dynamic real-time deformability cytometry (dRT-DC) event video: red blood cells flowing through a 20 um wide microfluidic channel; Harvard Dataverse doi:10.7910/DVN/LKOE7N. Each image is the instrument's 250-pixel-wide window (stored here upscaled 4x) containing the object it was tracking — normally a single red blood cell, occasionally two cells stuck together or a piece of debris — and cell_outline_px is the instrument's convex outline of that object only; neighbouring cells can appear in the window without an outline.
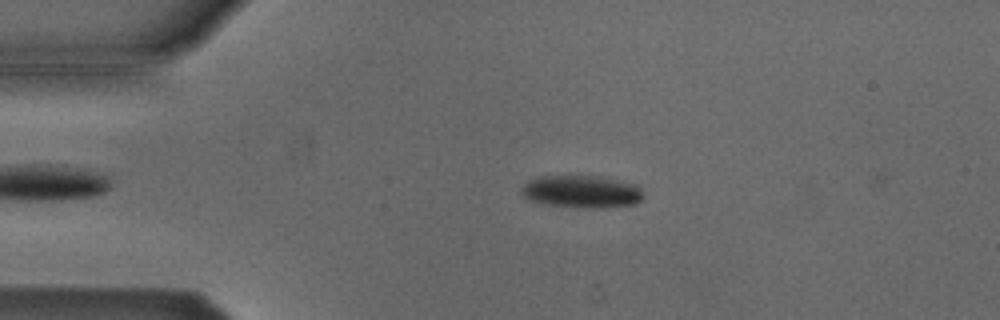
{"species": "Egyptian fruit bat (a non-hibernating species)", "species_latin": "Rousettus aegyptiacus", "temperature_condition": "cold", "stored_images_in_passage": 4, "camera_frame_rate_fps": 3000, "um_per_image_px": 0.085, "animal": {"sex": "male"}, "frame": {"image": 1, "passage_image": 3, "time_ms": 0.667, "image_size_px": [1000, 320], "cell_outline_px": [[644, 196], [636, 204], [600, 208], [592, 208], [548, 204], [532, 200], [524, 196], [520, 192], [520, 188], [528, 180], [536, 176], [600, 176], [640, 184]], "centroid_in_image_um": [49.49, 16.26], "position_along_channel_um": 35.5, "area_um2": 23.24}}